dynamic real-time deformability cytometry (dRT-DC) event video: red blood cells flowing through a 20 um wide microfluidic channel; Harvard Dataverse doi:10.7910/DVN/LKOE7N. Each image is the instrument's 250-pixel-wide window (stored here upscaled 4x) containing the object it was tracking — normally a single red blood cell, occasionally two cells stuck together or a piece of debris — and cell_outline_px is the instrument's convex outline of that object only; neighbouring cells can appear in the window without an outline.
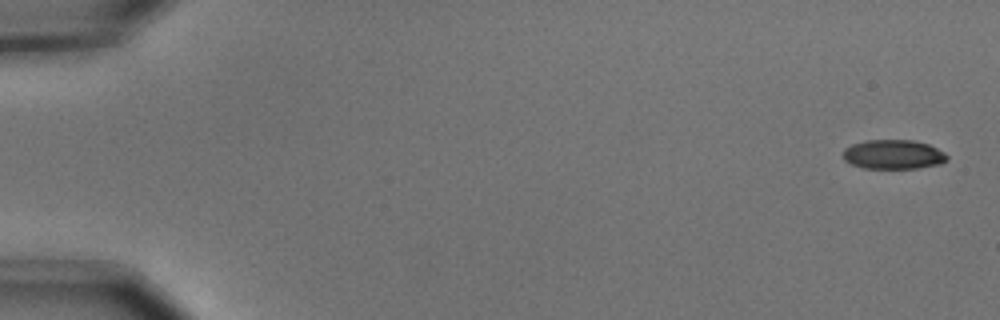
{"species": "common noctule bat (a hibernating species)", "species_latin": "Nyctalus noctula", "temperature_condition": "cold", "stored_images_in_passage": 10, "camera_frame_rate_fps": 3000, "um_per_image_px": 0.085, "animal": {"sex": "male", "body_mass_g": 15.6}, "frame": {"image": 1, "passage_image": 1, "time_ms": 0.0, "image_size_px": [1000, 320], "cell_outline_px": [[948, 160], [940, 164], [916, 168], [864, 168], [852, 164], [844, 160], [844, 148], [852, 144], [868, 140], [912, 140], [928, 144], [944, 152], [948, 156]], "centroid_in_image_um": [75.95, 13.12], "position_along_channel_um": 9.1, "area_um2": 17.69}}
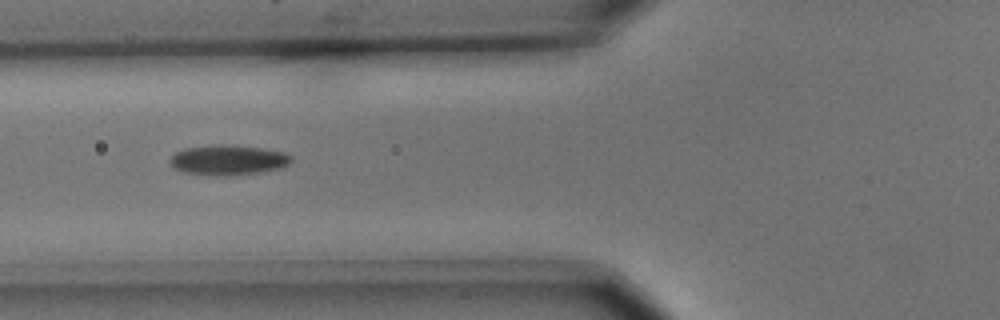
{"frame": {"image": 2, "passage_image": 6, "time_ms": 1.667, "image_size_px": [1000, 320], "cell_outline_px": [[292, 160], [288, 164], [280, 168], [256, 172], [228, 176], [216, 176], [184, 172], [172, 168], [168, 160], [176, 152], [184, 148], [212, 144], [232, 144], [260, 148], [284, 152], [292, 156]], "centroid_in_image_um": [19.34, 13.59], "position_along_channel_um": 106.5, "area_um2": 21.44}}
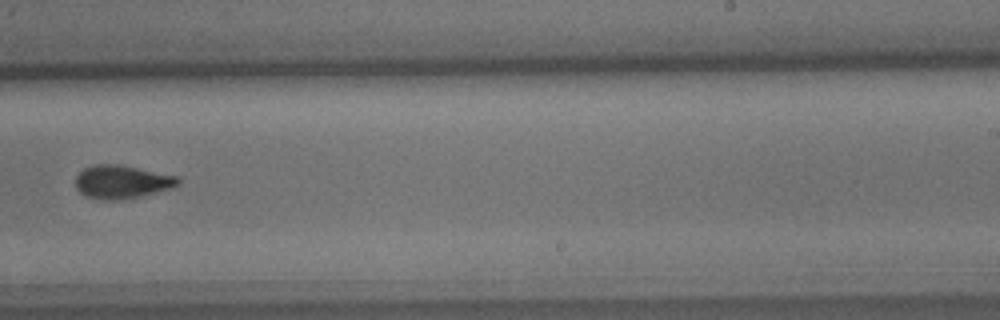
{"frame": {"image": 3, "passage_image": 10, "time_ms": 3.0, "image_size_px": [1000, 320], "cell_outline_px": [[180, 184], [172, 188], [140, 196], [120, 200], [100, 200], [84, 196], [76, 188], [76, 176], [84, 168], [92, 164], [116, 164], [180, 176]], "centroid_in_image_um": [10.36, 15.46], "position_along_channel_um": 278.6, "area_um2": 20.06}}